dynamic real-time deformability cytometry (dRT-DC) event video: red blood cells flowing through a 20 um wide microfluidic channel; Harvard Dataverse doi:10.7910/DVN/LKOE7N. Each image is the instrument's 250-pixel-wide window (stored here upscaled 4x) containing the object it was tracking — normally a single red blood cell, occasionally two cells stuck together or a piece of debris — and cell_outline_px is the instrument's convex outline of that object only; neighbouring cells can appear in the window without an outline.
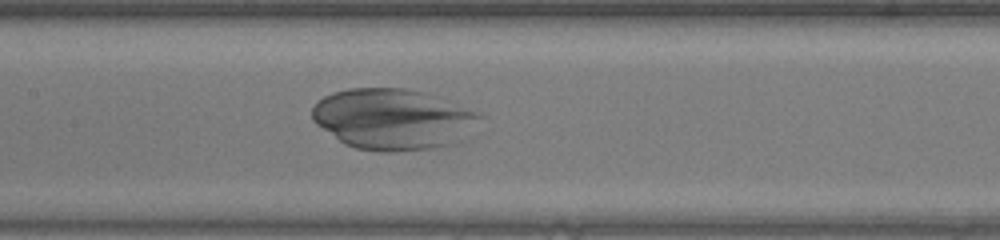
{"species": "human", "species_latin": "Homo sapiens", "temperature_condition": "warm", "stored_images_in_passage": 17, "camera_frame_rate_fps": 3000, "um_per_image_px": 0.085, "donor": {"sex": "female"}, "frame": {"image": 1, "passage_image": 10, "time_ms": 3.0, "image_size_px": [1000, 240], "cell_outline_px": [[484, 116], [468, 140], [460, 144], [436, 148], [392, 152], [380, 152], [356, 148], [344, 144], [316, 124], [312, 120], [312, 108], [324, 96], [332, 92], [348, 88], [404, 88], [428, 92], [480, 112]], "centroid_in_image_um": [33.52, 10.14], "position_along_channel_um": 173.9, "area_um2": 60.98}}
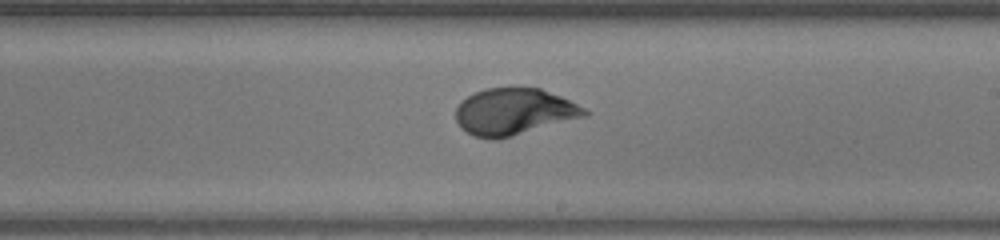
{"frame": {"image": 2, "passage_image": 17, "time_ms": 5.333, "image_size_px": [1000, 240], "cell_outline_px": [[588, 116], [512, 136], [496, 140], [492, 140], [476, 136], [460, 128], [456, 120], [456, 108], [460, 100], [484, 88], [540, 88], [560, 96], [584, 108], [588, 112]], "centroid_in_image_um": [43.67, 9.5], "position_along_channel_um": 245.3, "area_um2": 34.91}}